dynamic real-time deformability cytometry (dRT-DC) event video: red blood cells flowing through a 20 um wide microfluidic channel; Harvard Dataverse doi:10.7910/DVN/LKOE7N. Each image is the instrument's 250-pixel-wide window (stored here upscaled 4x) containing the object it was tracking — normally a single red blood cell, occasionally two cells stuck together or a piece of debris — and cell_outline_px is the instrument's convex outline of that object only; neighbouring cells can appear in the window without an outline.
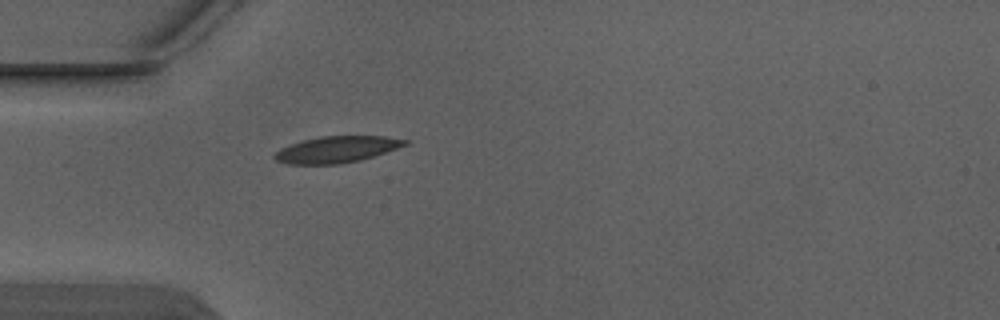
{"species": "Egyptian fruit bat (a non-hibernating species)", "species_latin": "Rousettus aegyptiacus", "temperature_condition": "warm", "stored_images_in_passage": 1, "camera_frame_rate_fps": 3000, "um_per_image_px": 0.085, "animal": {"sex": "male"}, "frame": {"image": 1, "passage_image": 1, "time_ms": 0.0, "image_size_px": [1000, 320], "cell_outline_px": [[408, 144], [360, 160], [340, 164], [288, 164], [276, 160], [272, 156], [280, 148], [304, 140], [320, 136], [384, 136], [408, 140]], "centroid_in_image_um": [28.59, 12.7], "position_along_channel_um": 56.4, "area_um2": 19.83}}